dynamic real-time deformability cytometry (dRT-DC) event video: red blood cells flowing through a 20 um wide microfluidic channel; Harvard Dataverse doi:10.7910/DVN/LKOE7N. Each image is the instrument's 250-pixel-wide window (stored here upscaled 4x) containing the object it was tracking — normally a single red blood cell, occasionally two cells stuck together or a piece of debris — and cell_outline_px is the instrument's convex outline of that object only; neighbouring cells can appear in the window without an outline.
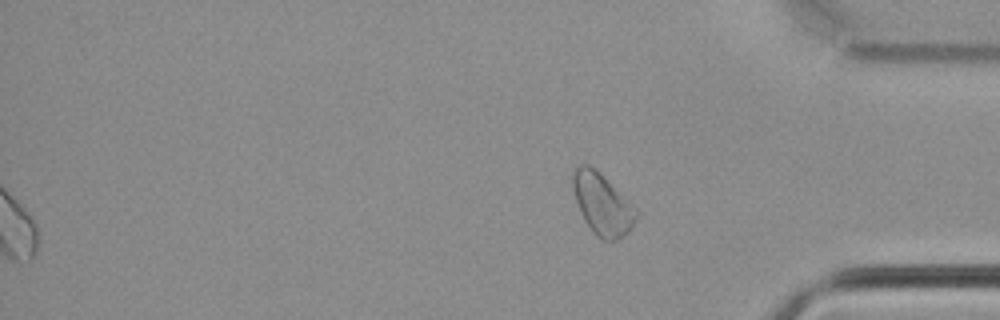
{"species": "common noctule bat (a hibernating species)", "species_latin": "Nyctalus noctula", "temperature_condition": "cold", "stored_images_in_passage": 46, "segment_of_instrument_passage": [2, 2], "camera_frame_rate_fps": 3000, "um_per_image_px": 0.085, "animal": {"sex": "male", "body_mass_g": 21.5, "forearm_length_mm": 52.0}, "frame": {"image": 1, "passage_image": 46, "time_ms": 15.0, "image_size_px": [1000, 320], "cell_outline_px": [[636, 220], [628, 232], [616, 240], [600, 240], [596, 236], [584, 220], [580, 212], [576, 200], [572, 184], [572, 168], [580, 164], [588, 164], [636, 212]], "centroid_in_image_um": [51.1, 17.4], "position_along_channel_um": 384.1, "area_um2": 21.39}}